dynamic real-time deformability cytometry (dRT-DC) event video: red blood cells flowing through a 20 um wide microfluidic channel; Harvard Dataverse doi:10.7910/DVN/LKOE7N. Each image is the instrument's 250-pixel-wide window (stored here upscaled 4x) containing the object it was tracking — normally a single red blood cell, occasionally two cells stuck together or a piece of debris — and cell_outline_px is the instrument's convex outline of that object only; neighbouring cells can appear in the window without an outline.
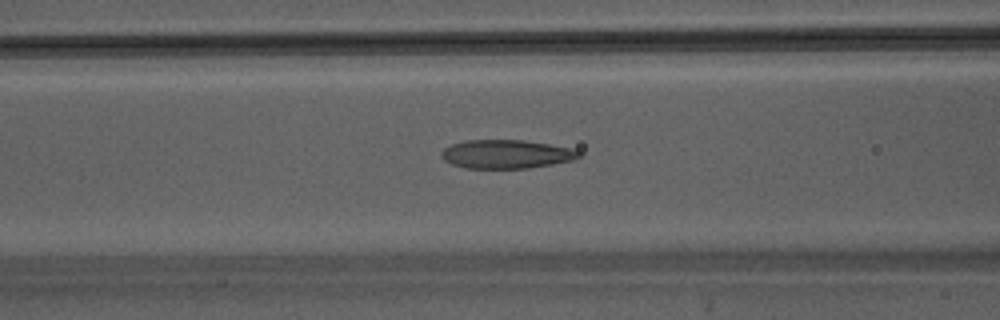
{"species": "Egyptian fruit bat (a non-hibernating species)", "species_latin": "Rousettus aegyptiacus", "temperature_condition": "warm", "stored_images_in_passage": 42, "camera_frame_rate_fps": 3000, "um_per_image_px": 0.085, "animal": {"sex": "male"}, "frame": {"image": 1, "passage_image": 19, "time_ms": 6.0, "image_size_px": [1000, 320], "cell_outline_px": [[580, 156], [576, 160], [528, 168], [464, 168], [452, 164], [444, 160], [440, 156], [440, 152], [444, 148], [452, 144], [468, 140], [524, 140], [572, 148], [580, 152]], "centroid_in_image_um": [43.03, 13.1], "position_along_channel_um": 123.6, "area_um2": 23.0}}
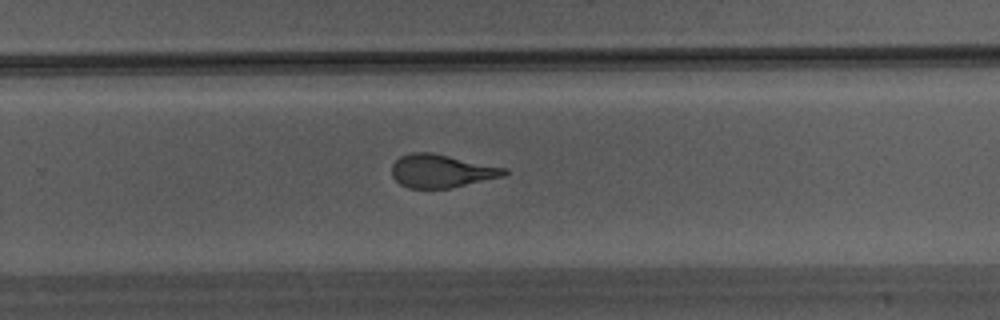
{"frame": {"image": 2, "passage_image": 30, "time_ms": 9.667, "image_size_px": [1000, 320], "cell_outline_px": [[508, 172], [504, 176], [452, 188], [408, 188], [400, 184], [392, 176], [392, 164], [400, 156], [412, 152], [432, 152], [508, 168]], "centroid_in_image_um": [37.53, 14.53], "position_along_channel_um": 292.3, "area_um2": 21.91}}
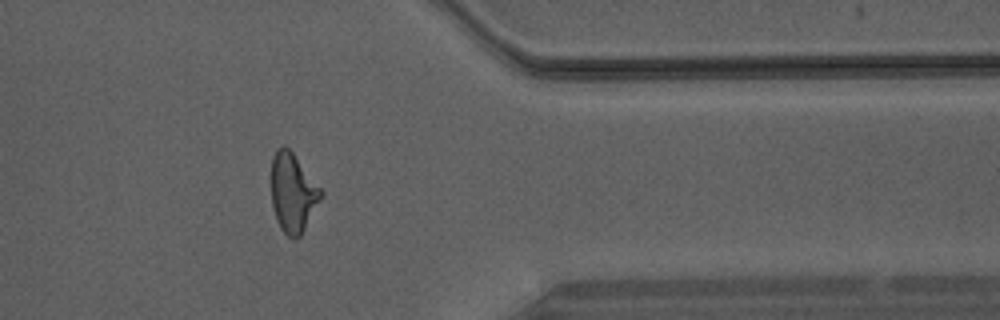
{"frame": {"image": 3, "passage_image": 37, "time_ms": 12.0, "image_size_px": [1000, 320], "cell_outline_px": [[324, 192], [300, 236], [296, 240], [288, 236], [280, 228], [276, 220], [272, 208], [272, 156], [276, 148], [284, 144], [292, 152]], "centroid_in_image_um": [24.87, 16.37], "position_along_channel_um": 386.5, "area_um2": 22.66}}